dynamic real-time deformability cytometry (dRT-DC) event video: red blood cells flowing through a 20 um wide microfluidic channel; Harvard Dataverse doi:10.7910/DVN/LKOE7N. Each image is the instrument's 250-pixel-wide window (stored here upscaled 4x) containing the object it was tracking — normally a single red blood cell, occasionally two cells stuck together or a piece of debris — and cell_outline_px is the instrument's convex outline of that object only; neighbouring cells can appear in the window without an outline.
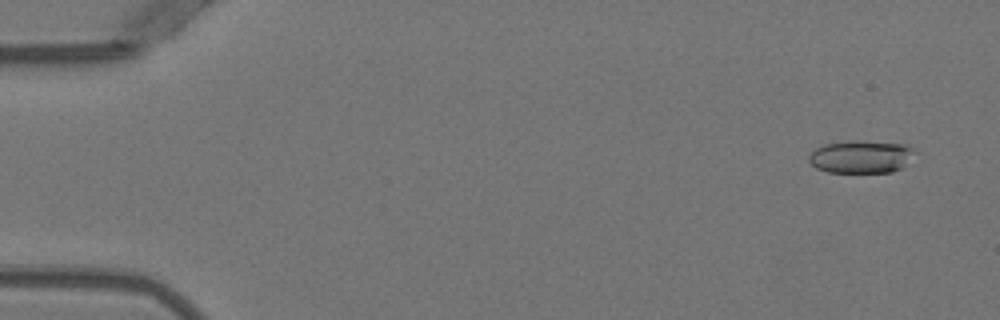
{"species": "Egyptian fruit bat (a non-hibernating species)", "species_latin": "Rousettus aegyptiacus", "temperature_condition": "warm", "stored_images_in_passage": 23, "camera_frame_rate_fps": 3000, "um_per_image_px": 0.085, "animal": {"sex": "female"}, "frame": {"image": 1, "passage_image": 1, "time_ms": 0.0, "image_size_px": [1000, 320], "cell_outline_px": [[920, 152], [904, 168], [892, 172], [828, 172], [816, 168], [808, 160], [808, 156], [816, 148], [824, 144], [852, 140], [856, 140], [904, 144]], "centroid_in_image_um": [73.27, 13.32], "position_along_channel_um": 11.7, "area_um2": 20.63}}
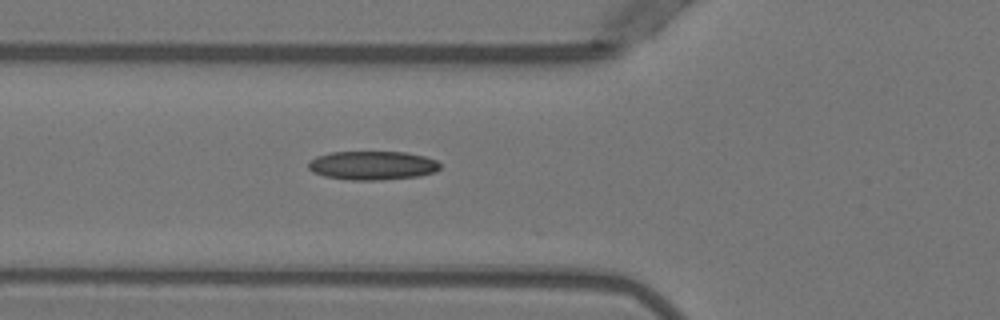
{"frame": {"image": 2, "passage_image": 17, "time_ms": 5.333, "image_size_px": [1000, 320], "cell_outline_px": [[440, 168], [436, 172], [420, 176], [384, 180], [348, 180], [324, 176], [312, 172], [308, 168], [308, 160], [316, 156], [328, 152], [404, 152], [424, 156], [436, 160], [440, 164]], "centroid_in_image_um": [31.63, 14.07], "position_along_channel_um": 94.2, "area_um2": 22.43}}
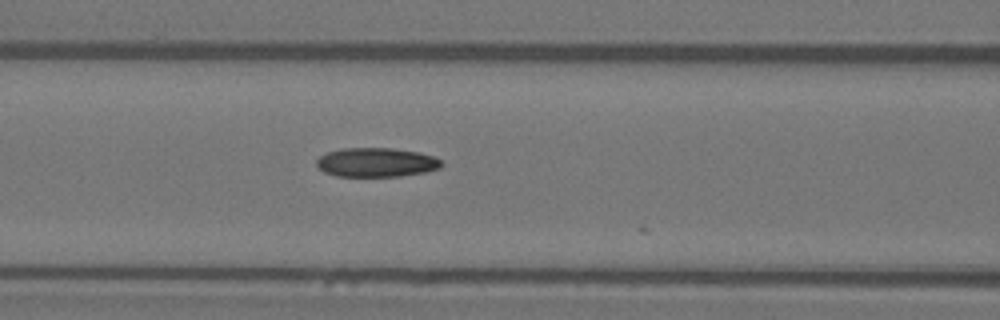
{"frame": {"image": 3, "passage_image": 20, "time_ms": 6.333, "image_size_px": [1000, 320], "cell_outline_px": [[444, 164], [440, 168], [424, 172], [400, 176], [336, 176], [324, 172], [316, 164], [316, 160], [320, 156], [328, 152], [340, 148], [392, 148], [420, 152], [432, 156], [440, 160]], "centroid_in_image_um": [31.99, 13.79], "position_along_channel_um": 134.6, "area_um2": 21.21}}